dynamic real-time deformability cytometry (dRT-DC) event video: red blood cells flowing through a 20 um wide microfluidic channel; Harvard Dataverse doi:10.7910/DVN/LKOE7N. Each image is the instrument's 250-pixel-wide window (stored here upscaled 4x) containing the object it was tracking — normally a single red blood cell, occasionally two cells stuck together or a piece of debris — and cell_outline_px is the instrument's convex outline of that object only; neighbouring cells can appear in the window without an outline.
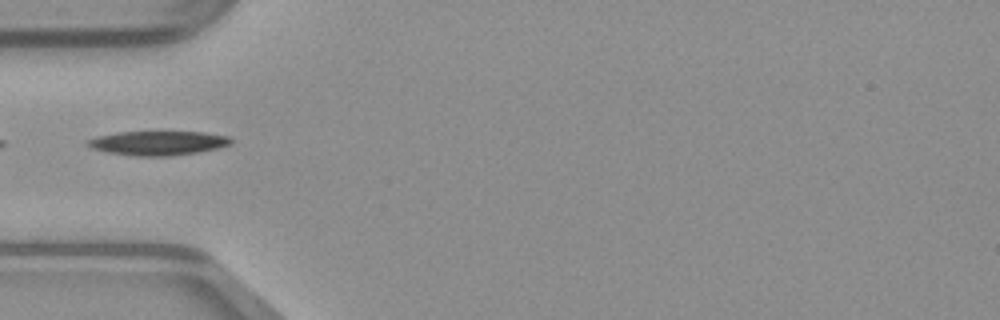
{"species": "common noctule bat (a hibernating species)", "species_latin": "Nyctalus noctula", "temperature_condition": "warm", "stored_images_in_passage": 34, "camera_frame_rate_fps": 3000, "um_per_image_px": 0.085, "animal": {"sex": "male", "body_mass_g": 23.1, "forearm_length_mm": 52.7}, "frame": {"image": 1, "passage_image": 1, "time_ms": 0.0, "image_size_px": [1000, 320], "cell_outline_px": [[232, 144], [216, 148], [196, 152], [172, 156], [132, 156], [108, 152], [92, 148], [84, 144], [84, 140], [100, 136], [120, 132], [204, 132], [232, 136]], "centroid_in_image_um": [13.44, 12.16], "position_along_channel_um": 71.6, "area_um2": 20.29}}
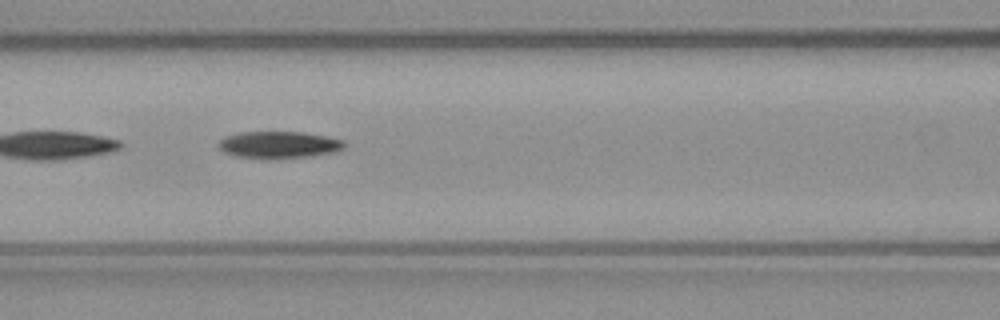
{"frame": {"image": 2, "passage_image": 6, "time_ms": 1.667, "image_size_px": [1000, 320], "cell_outline_px": [[344, 148], [332, 152], [312, 156], [272, 160], [264, 160], [236, 156], [224, 152], [220, 148], [220, 140], [224, 136], [240, 132], [304, 132], [344, 140]], "centroid_in_image_um": [23.68, 12.33], "position_along_channel_um": 142.9, "area_um2": 20.0}}